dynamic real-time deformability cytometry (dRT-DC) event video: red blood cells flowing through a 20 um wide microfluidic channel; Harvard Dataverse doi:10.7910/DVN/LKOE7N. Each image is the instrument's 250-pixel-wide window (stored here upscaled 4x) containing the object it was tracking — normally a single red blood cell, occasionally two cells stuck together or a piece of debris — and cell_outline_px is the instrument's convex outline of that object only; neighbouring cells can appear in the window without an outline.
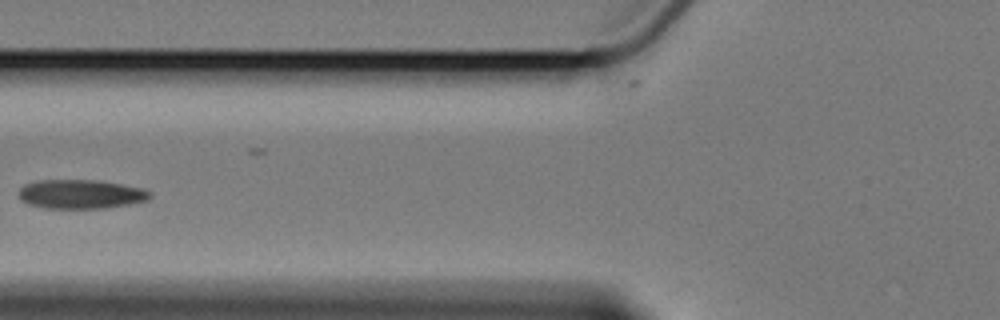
{"species": "Egyptian fruit bat (a non-hibernating species)", "species_latin": "Rousettus aegyptiacus", "temperature_condition": "cold", "stored_images_in_passage": 5, "camera_frame_rate_fps": 3000, "um_per_image_px": 0.085, "animal": {"sex": "female"}, "frame": {"image": 1, "passage_image": 5, "time_ms": 4.667, "image_size_px": [1000, 320], "cell_outline_px": [[152, 196], [148, 200], [132, 204], [104, 208], [44, 208], [28, 204], [20, 200], [20, 188], [24, 184], [40, 180], [96, 180], [120, 184], [140, 188], [152, 192]], "centroid_in_image_um": [6.88, 16.51], "position_along_channel_um": 118.9, "area_um2": 22.25}}